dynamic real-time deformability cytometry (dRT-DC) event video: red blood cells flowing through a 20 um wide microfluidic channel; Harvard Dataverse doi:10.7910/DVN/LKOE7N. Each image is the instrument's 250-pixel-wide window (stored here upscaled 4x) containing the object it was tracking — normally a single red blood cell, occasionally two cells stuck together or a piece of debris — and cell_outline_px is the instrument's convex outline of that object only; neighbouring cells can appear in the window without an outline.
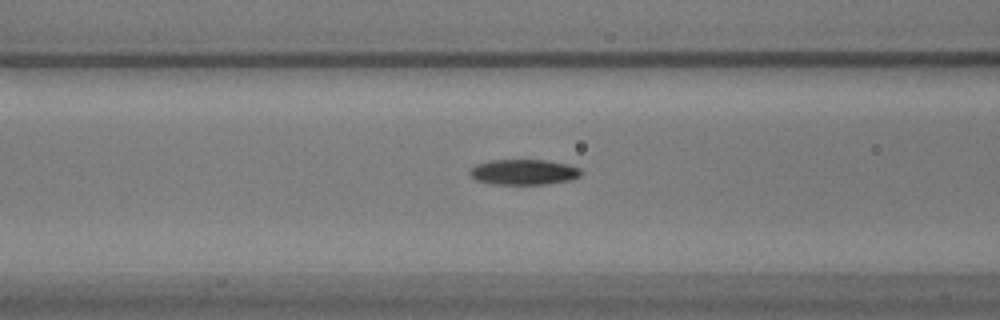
{"species": "common noctule bat (a hibernating species)", "species_latin": "Nyctalus noctula", "temperature_condition": "warm", "stored_images_in_passage": 38, "camera_frame_rate_fps": 3000, "um_per_image_px": 0.085, "animal": {"sex": "male", "body_mass_g": 17.9}, "frame": {"image": 1, "passage_image": 7, "time_ms": 2.0, "image_size_px": [1000, 320], "cell_outline_px": [[580, 176], [572, 180], [544, 184], [492, 184], [476, 180], [468, 172], [468, 168], [476, 164], [492, 160], [544, 160], [568, 164], [580, 168]], "centroid_in_image_um": [44.49, 14.62], "position_along_channel_um": 122.1, "area_um2": 16.53}}
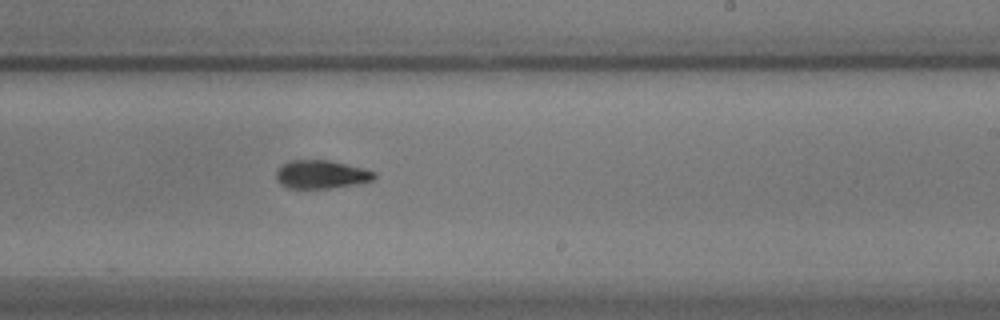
{"frame": {"image": 2, "passage_image": 19, "time_ms": 6.0, "image_size_px": [1000, 320], "cell_outline_px": [[376, 180], [356, 184], [328, 188], [288, 188], [280, 184], [276, 180], [276, 172], [280, 164], [288, 160], [332, 160], [368, 168], [376, 172]], "centroid_in_image_um": [27.34, 14.8], "position_along_channel_um": 261.7, "area_um2": 16.7}}
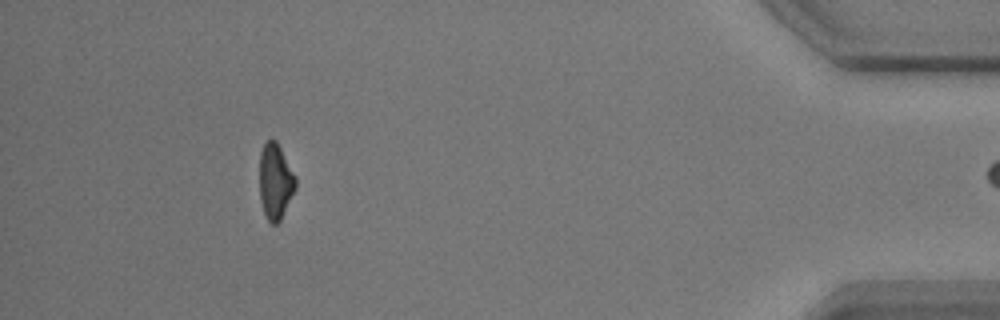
{"frame": {"image": 3, "passage_image": 37, "time_ms": 12.0, "image_size_px": [1000, 320], "cell_outline_px": [[296, 188], [280, 220], [276, 224], [272, 224], [268, 220], [264, 212], [260, 200], [260, 152], [264, 144], [268, 140], [276, 140], [296, 176]], "centroid_in_image_um": [23.41, 15.41], "position_along_channel_um": 411.8, "area_um2": 15.78}}